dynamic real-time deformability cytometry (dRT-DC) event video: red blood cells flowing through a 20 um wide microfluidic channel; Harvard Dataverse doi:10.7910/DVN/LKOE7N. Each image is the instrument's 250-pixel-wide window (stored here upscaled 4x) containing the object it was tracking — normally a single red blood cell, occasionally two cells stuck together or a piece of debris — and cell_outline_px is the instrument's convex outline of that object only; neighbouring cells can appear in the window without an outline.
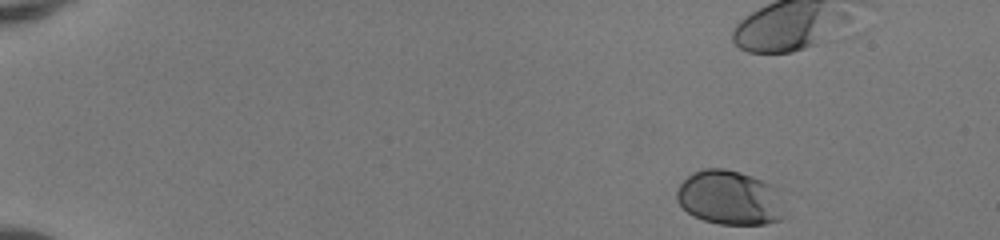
{"species": "human", "species_latin": "Homo sapiens", "temperature_condition": "room temperature", "stored_images_in_passage": 37, "camera_frame_rate_fps": 3000, "um_per_image_px": 0.085, "donor": {"sex": "female"}, "frame": {"image": 1, "passage_image": 1, "time_ms": 0.0, "image_size_px": [1000, 240], "cell_outline_px": [[788, 216], [780, 220], [764, 224], [720, 224], [704, 220], [692, 216], [676, 200], [676, 192], [680, 184], [692, 172], [704, 168], [724, 168], [740, 172], [752, 176], [768, 184]], "centroid_in_image_um": [61.96, 16.82], "position_along_channel_um": 23.0, "area_um2": 33.76}}
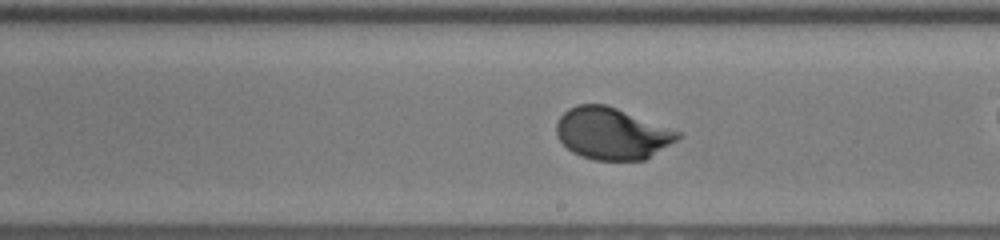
{"frame": {"image": 2, "passage_image": 26, "time_ms": 8.333, "image_size_px": [1000, 240], "cell_outline_px": [[684, 136], [644, 160], [596, 160], [572, 152], [556, 136], [556, 124], [560, 116], [568, 108], [576, 104], [604, 104], [616, 108], [684, 132]], "centroid_in_image_um": [52.05, 11.34], "position_along_channel_um": 237.0, "area_um2": 36.7}}
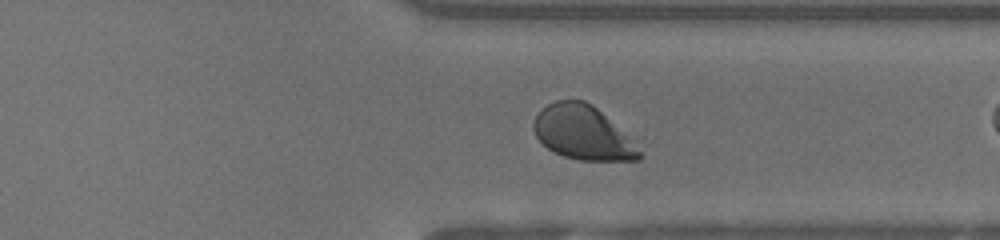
{"frame": {"image": 3, "passage_image": 35, "time_ms": 11.333, "image_size_px": [1000, 240], "cell_outline_px": [[640, 160], [580, 160], [564, 156], [552, 152], [536, 136], [532, 128], [532, 124], [536, 116], [548, 104], [556, 100], [584, 100], [592, 104], [640, 152]], "centroid_in_image_um": [49.43, 11.28], "position_along_channel_um": 362.0, "area_um2": 32.02}}